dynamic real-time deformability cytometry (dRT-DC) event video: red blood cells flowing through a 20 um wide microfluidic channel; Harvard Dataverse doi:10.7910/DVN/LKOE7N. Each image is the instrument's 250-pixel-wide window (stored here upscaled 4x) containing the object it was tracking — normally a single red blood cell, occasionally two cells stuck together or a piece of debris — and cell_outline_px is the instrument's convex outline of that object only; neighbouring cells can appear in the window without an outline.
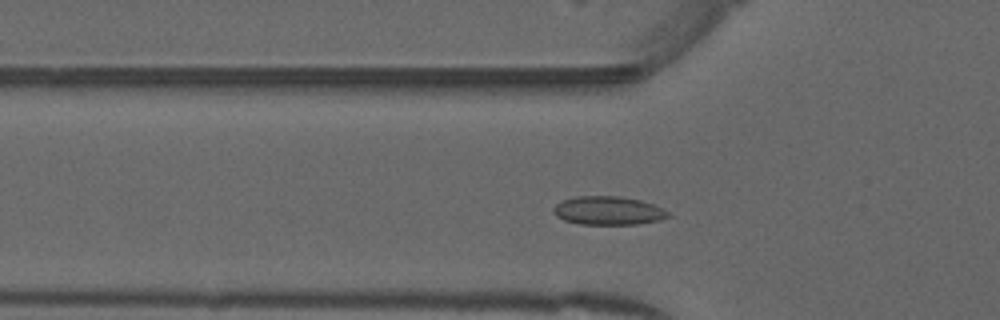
{"species": "common noctule bat (a hibernating species)", "species_latin": "Nyctalus noctula", "temperature_condition": "warm", "stored_images_in_passage": 45, "camera_frame_rate_fps": 3000, "um_per_image_px": 0.085, "animal": {"sex": "male", "forearm_length_mm": 52.5}, "frame": {"image": 1, "passage_image": 10, "time_ms": 3.0, "image_size_px": [1000, 320], "cell_outline_px": [[672, 216], [660, 220], [636, 224], [580, 224], [564, 220], [556, 216], [552, 212], [552, 208], [556, 204], [564, 200], [576, 196], [620, 196], [640, 200], [664, 208]], "centroid_in_image_um": [51.7, 17.9], "position_along_channel_um": 74.1, "area_um2": 19.13}}
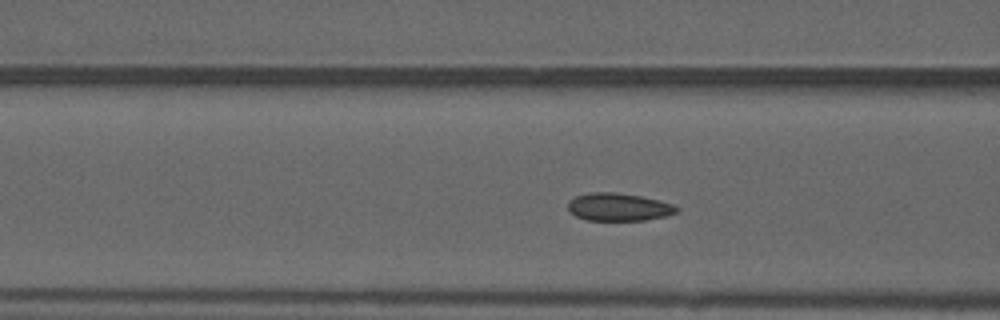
{"frame": {"image": 2, "passage_image": 13, "time_ms": 4.0, "image_size_px": [1000, 320], "cell_outline_px": [[680, 212], [668, 216], [644, 220], [584, 220], [568, 212], [568, 200], [576, 196], [588, 192], [612, 192], [640, 196], [672, 204], [680, 208]], "centroid_in_image_um": [52.57, 17.6], "position_along_channel_um": 114.0, "area_um2": 17.74}}
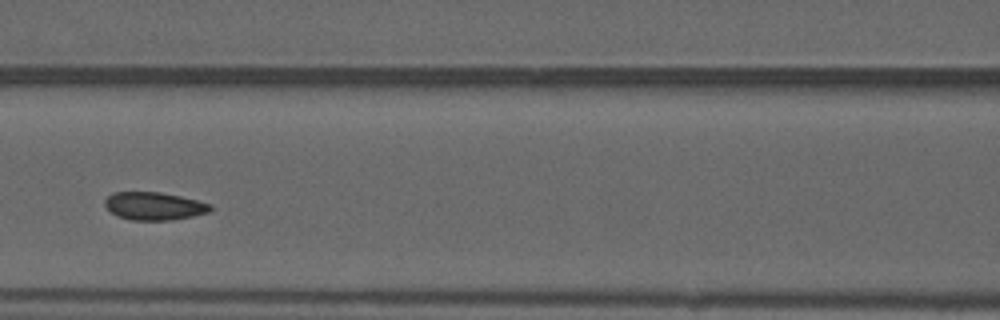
{"frame": {"image": 3, "passage_image": 16, "time_ms": 5.0, "image_size_px": [1000, 320], "cell_outline_px": [[212, 212], [172, 220], [132, 220], [116, 216], [104, 204], [104, 200], [112, 192], [160, 192], [180, 196], [212, 204]], "centroid_in_image_um": [13.12, 17.51], "position_along_channel_um": 153.5, "area_um2": 17.22}, "authors_computed_cell_mechanics": {"area_um2": 17.34, "velocity_mm_per_s": 3.946, "shape_relaxation_time_tau1_ms": 4.2812, "shape_relaxation_time_tau2_ms": 2.0924, "deformation_change_tau1": 0.1013, "deformation_change_tau2": 0.0587}}